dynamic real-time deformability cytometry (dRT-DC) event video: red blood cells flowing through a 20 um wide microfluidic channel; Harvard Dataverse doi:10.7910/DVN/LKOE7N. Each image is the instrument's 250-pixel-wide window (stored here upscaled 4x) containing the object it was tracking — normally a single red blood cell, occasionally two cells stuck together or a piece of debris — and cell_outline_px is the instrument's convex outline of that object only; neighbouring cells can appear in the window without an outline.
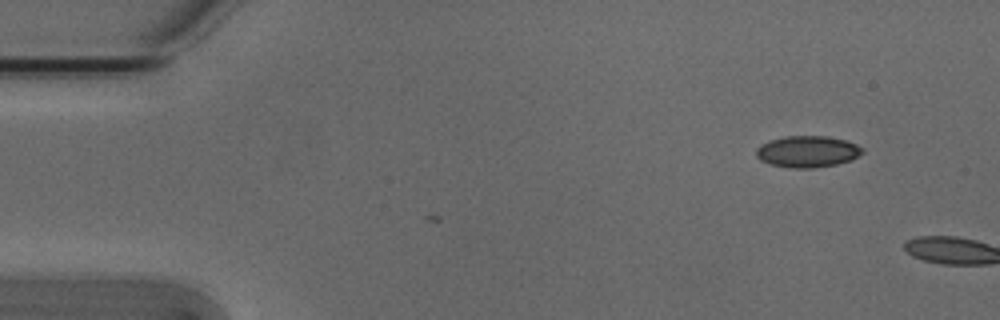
{"species": "Egyptian fruit bat (a non-hibernating species)", "species_latin": "Rousettus aegyptiacus", "temperature_condition": "cold", "stored_images_in_passage": 3, "camera_frame_rate_fps": 3000, "um_per_image_px": 0.085, "animal": {"sex": "male"}, "frame": {"image": 1, "passage_image": 1, "time_ms": 0.0, "image_size_px": [1000, 320], "cell_outline_px": [[864, 152], [852, 160], [836, 164], [812, 168], [792, 168], [772, 164], [760, 160], [756, 156], [756, 148], [760, 144], [768, 140], [784, 136], [828, 136], [844, 140], [856, 144], [864, 148]], "centroid_in_image_um": [68.63, 12.87], "position_along_channel_um": 16.4, "area_um2": 19.59}}